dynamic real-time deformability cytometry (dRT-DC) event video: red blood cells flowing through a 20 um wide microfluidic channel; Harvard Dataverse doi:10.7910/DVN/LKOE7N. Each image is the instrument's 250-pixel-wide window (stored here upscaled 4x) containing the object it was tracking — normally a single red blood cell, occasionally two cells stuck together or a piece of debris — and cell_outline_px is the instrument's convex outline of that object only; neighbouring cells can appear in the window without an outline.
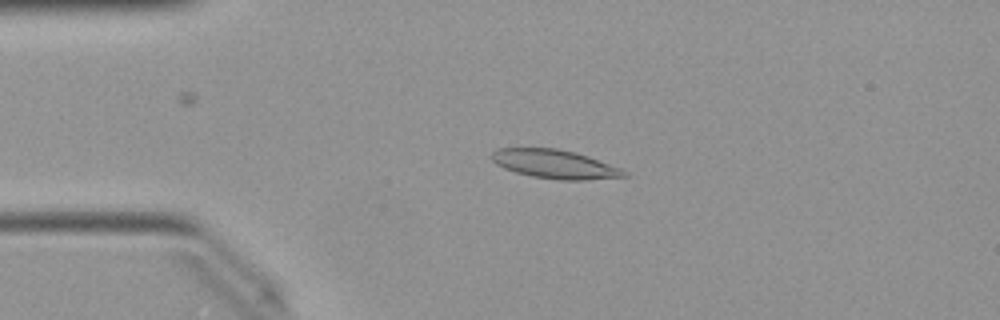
{"species": "Egyptian fruit bat (a non-hibernating species)", "species_latin": "Rousettus aegyptiacus", "temperature_condition": "warm", "stored_images_in_passage": 49, "camera_frame_rate_fps": 3000, "um_per_image_px": 0.085, "animal": {"sex": "female"}, "frame": {"image": 1, "passage_image": 10, "time_ms": 3.0, "image_size_px": [1000, 320], "cell_outline_px": [[628, 176], [584, 180], [560, 180], [532, 176], [516, 172], [504, 168], [496, 164], [488, 156], [496, 148], [556, 148], [588, 156], [620, 168], [628, 172]], "centroid_in_image_um": [47.12, 13.95], "position_along_channel_um": 37.9, "area_um2": 22.14}}
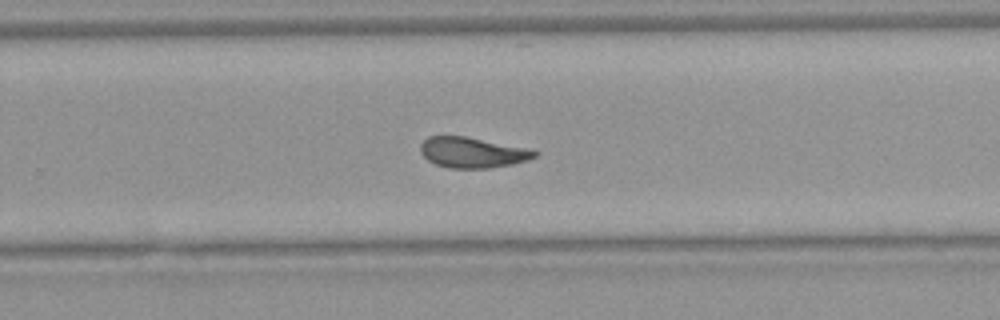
{"frame": {"image": 2, "passage_image": 31, "time_ms": 10.0, "image_size_px": [1000, 320], "cell_outline_px": [[540, 152], [536, 156], [528, 160], [512, 164], [488, 168], [448, 168], [436, 164], [428, 160], [420, 152], [420, 144], [428, 136], [464, 136], [536, 148]], "centroid_in_image_um": [40.24, 12.95], "position_along_channel_um": 289.6, "area_um2": 20.75}}
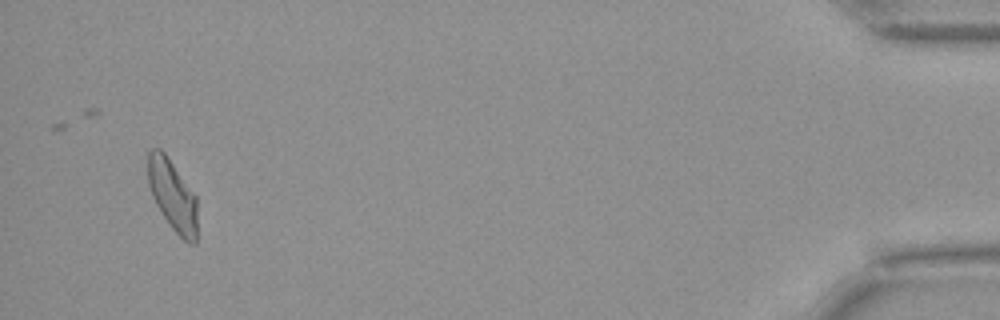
{"frame": {"image": 3, "passage_image": 47, "time_ms": 15.333, "image_size_px": [1000, 320], "cell_outline_px": [[196, 244], [188, 244], [172, 228], [156, 204], [152, 196], [148, 184], [148, 152], [152, 148], [160, 148], [164, 152], [196, 196]], "centroid_in_image_um": [14.66, 16.6], "position_along_channel_um": 420.5, "area_um2": 20.17}, "authors_computed_cell_mechanics": {"area_um2": 20.8658, "velocity_mm_per_s": 4.0187, "shape_relaxation_time_tau1_ms": 5.2371, "shape_relaxation_time_tau2_ms": 1.8828, "deformation_change_tau1": 0.1777, "deformation_change_tau2": 0.1065}}